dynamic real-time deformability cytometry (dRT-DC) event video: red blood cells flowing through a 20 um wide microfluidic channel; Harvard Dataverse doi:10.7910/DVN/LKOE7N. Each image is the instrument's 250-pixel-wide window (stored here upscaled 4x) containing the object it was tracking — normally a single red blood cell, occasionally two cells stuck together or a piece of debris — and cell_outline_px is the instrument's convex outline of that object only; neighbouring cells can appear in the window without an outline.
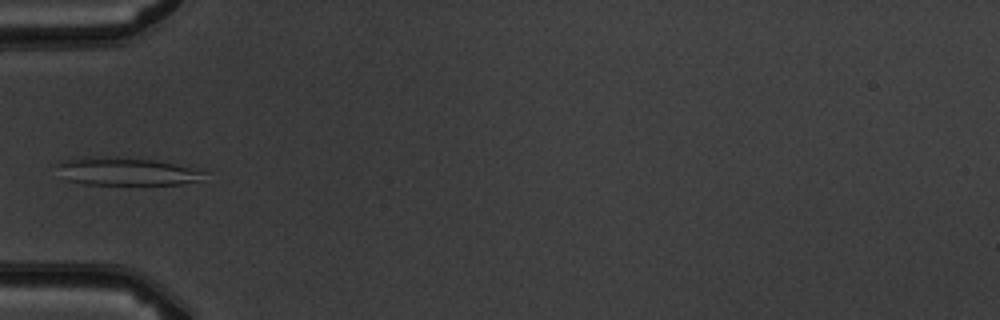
{"species": "common noctule bat (a hibernating species)", "species_latin": "Nyctalus noctula", "temperature_condition": "warm", "stored_images_in_passage": 4, "camera_frame_rate_fps": 3000, "um_per_image_px": 0.085, "animal": {"sex": "male", "body_mass_g": 19.5, "forearm_length_mm": 54.6}, "frame": {"image": 1, "passage_image": 4, "time_ms": 5.0, "image_size_px": [1000, 320], "cell_outline_px": [[208, 172], [200, 180], [180, 184], [84, 184], [64, 180], [52, 164], [64, 160], [84, 156], [100, 156], [156, 160]], "centroid_in_image_um": [10.61, 14.56], "position_along_channel_um": 74.4, "area_um2": 24.1}}